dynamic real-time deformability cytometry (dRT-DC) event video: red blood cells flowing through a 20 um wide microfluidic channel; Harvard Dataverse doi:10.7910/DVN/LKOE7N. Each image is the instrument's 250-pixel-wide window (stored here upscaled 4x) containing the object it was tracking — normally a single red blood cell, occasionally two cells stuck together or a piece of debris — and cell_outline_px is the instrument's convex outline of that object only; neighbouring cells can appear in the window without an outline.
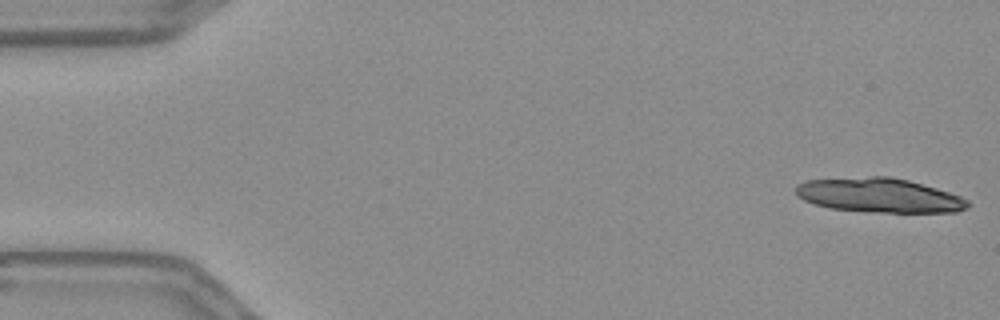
{"species": "Egyptian fruit bat (a non-hibernating species)", "species_latin": "Rousettus aegyptiacus", "temperature_condition": "warm", "stored_images_in_passage": 16, "camera_frame_rate_fps": 3000, "um_per_image_px": 0.085, "frame": {"image": 1, "passage_image": 1, "time_ms": 0.0, "image_size_px": [1000, 320], "cell_outline_px": [[972, 204], [968, 208], [956, 212], [872, 212], [828, 208], [812, 204], [796, 196], [796, 184], [808, 180], [872, 176], [892, 176], [908, 180], [936, 188], [960, 196], [968, 200]], "centroid_in_image_um": [74.73, 16.6], "position_along_channel_um": 10.3, "area_um2": 34.62}}